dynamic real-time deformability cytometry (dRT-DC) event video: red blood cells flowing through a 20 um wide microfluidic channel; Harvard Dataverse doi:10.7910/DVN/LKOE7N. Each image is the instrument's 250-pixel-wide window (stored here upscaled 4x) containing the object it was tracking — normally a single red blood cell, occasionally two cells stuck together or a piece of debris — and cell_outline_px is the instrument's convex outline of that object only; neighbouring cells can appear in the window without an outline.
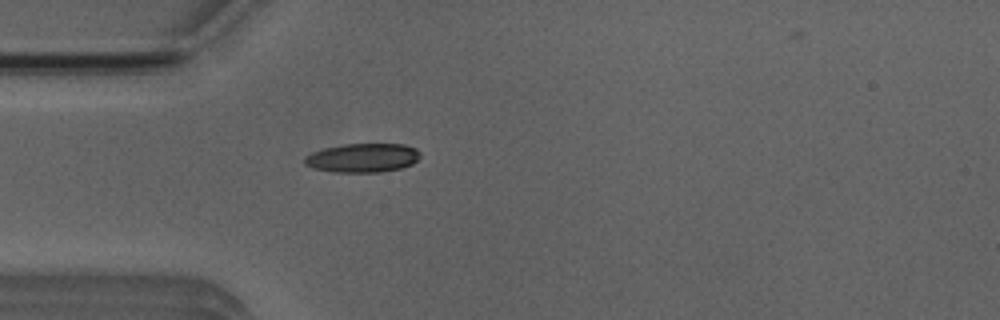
{"species": "Egyptian fruit bat (a non-hibernating species)", "species_latin": "Rousettus aegyptiacus", "temperature_condition": "room temperature", "stored_images_in_passage": 1, "camera_frame_rate_fps": 3000, "um_per_image_px": 0.085, "animal": {"sex": "male"}, "frame": {"image": 1, "passage_image": 1, "time_ms": 0.0, "image_size_px": [1000, 320], "cell_outline_px": [[420, 156], [412, 164], [400, 168], [380, 172], [332, 172], [312, 168], [304, 164], [304, 156], [312, 152], [324, 148], [344, 144], [404, 144], [416, 148], [420, 152]], "centroid_in_image_um": [30.8, 13.41], "position_along_channel_um": 54.2, "area_um2": 19.59}}